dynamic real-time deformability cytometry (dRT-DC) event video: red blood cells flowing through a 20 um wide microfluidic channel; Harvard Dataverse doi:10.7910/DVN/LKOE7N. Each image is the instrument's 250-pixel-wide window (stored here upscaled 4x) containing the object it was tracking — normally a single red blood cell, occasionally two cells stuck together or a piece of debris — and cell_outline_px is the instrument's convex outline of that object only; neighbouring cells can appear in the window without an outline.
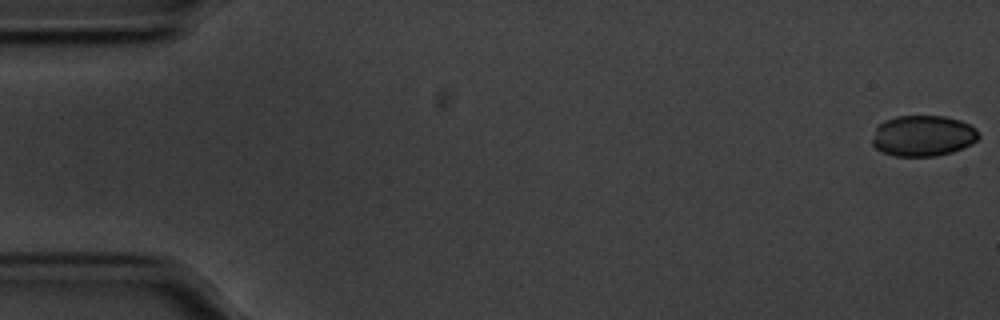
{"species": "common noctule bat (a hibernating species)", "species_latin": "Nyctalus noctula", "temperature_condition": "cold", "stored_images_in_passage": 12, "camera_frame_rate_fps": 3000, "um_per_image_px": 0.085, "animal": {"sex": "male", "body_mass_g": 20.1, "forearm_length_mm": 53.5}, "frame": {"image": 1, "passage_image": 1, "time_ms": 0.0, "image_size_px": [1000, 320], "cell_outline_px": [[980, 136], [972, 144], [964, 148], [952, 152], [936, 156], [896, 156], [884, 152], [876, 148], [872, 144], [872, 140], [876, 128], [884, 120], [896, 116], [944, 116], [960, 120], [968, 124]], "centroid_in_image_um": [78.44, 11.54], "position_along_channel_um": 6.6, "area_um2": 25.2}}